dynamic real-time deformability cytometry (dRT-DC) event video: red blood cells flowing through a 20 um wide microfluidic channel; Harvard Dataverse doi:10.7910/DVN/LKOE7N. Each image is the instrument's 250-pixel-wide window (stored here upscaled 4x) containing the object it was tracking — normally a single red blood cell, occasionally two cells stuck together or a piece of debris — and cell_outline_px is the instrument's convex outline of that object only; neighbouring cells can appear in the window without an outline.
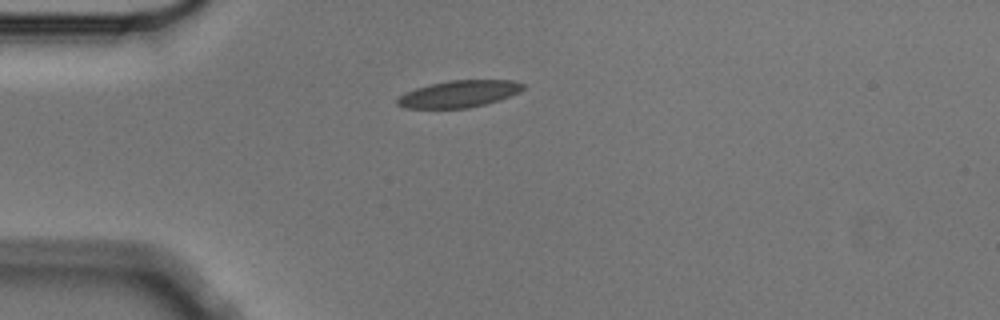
{"species": "Egyptian fruit bat (a non-hibernating species)", "species_latin": "Rousettus aegyptiacus", "temperature_condition": "cold", "stored_images_in_passage": 5, "camera_frame_rate_fps": 3000, "um_per_image_px": 0.085, "animal": {"sex": "male"}, "frame": {"image": 1, "passage_image": 1, "time_ms": 0.0, "image_size_px": [1000, 320], "cell_outline_px": [[524, 88], [520, 92], [500, 100], [468, 108], [404, 108], [396, 104], [396, 100], [400, 96], [416, 88], [428, 84], [448, 80], [512, 80], [524, 84]], "centroid_in_image_um": [39.02, 7.98], "position_along_channel_um": 46.0, "area_um2": 19.71}}
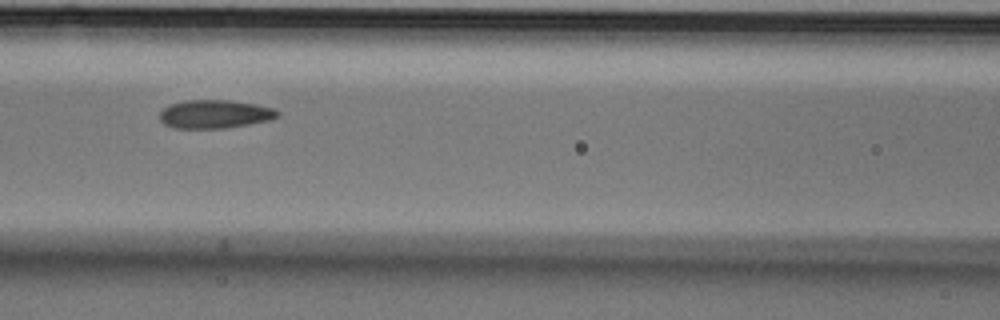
{"frame": {"image": 2, "passage_image": 4, "time_ms": 1.0, "image_size_px": [1000, 320], "cell_outline_px": [[280, 116], [268, 120], [248, 124], [224, 128], [172, 128], [164, 124], [160, 120], [160, 112], [168, 104], [184, 100], [228, 100], [256, 104], [276, 108], [280, 112]], "centroid_in_image_um": [18.25, 9.69], "position_along_channel_um": 148.3, "area_um2": 19.65}}
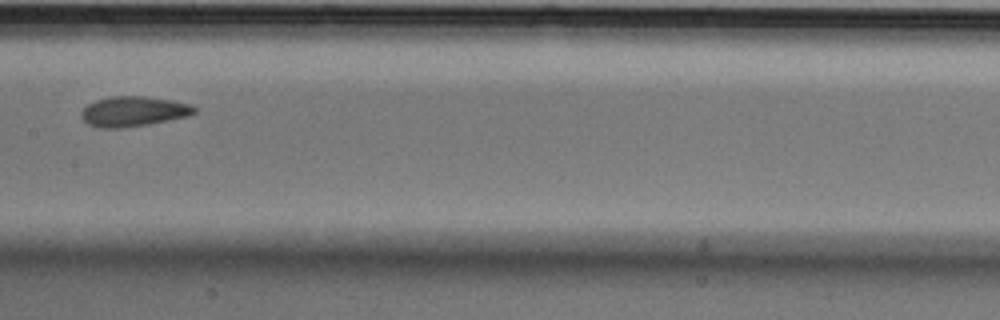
{"frame": {"image": 3, "passage_image": 5, "time_ms": 1.333, "image_size_px": [1000, 320], "cell_outline_px": [[196, 112], [188, 116], [148, 124], [120, 128], [96, 128], [88, 124], [80, 116], [80, 112], [88, 104], [96, 100], [108, 96], [144, 96], [172, 100], [192, 104], [196, 108]], "centroid_in_image_um": [11.32, 9.46], "position_along_channel_um": 196.1, "area_um2": 19.94}}